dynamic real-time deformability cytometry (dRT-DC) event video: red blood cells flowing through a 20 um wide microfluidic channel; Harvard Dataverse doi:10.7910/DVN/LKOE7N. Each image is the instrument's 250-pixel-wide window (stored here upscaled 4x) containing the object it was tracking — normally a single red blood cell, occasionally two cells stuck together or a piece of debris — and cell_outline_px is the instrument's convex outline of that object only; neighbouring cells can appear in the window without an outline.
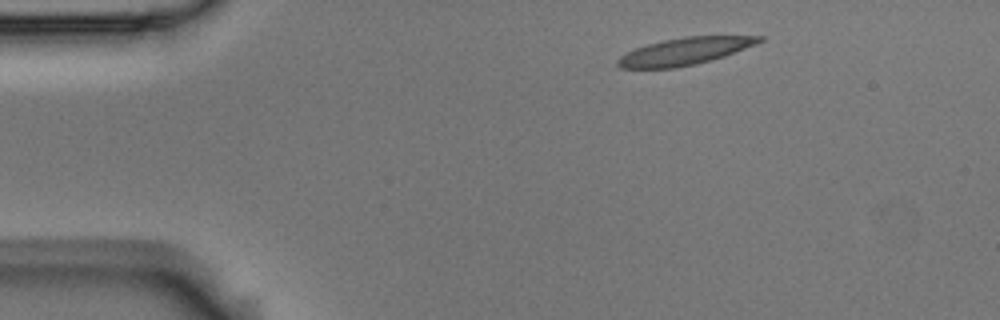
{"species": "Egyptian fruit bat (a non-hibernating species)", "species_latin": "Rousettus aegyptiacus", "temperature_condition": "room temperature", "stored_images_in_passage": 3, "camera_frame_rate_fps": 3000, "um_per_image_px": 0.085, "animal": {"sex": "male"}, "frame": {"image": 1, "passage_image": 1, "time_ms": 0.0, "image_size_px": [1000, 320], "cell_outline_px": [[764, 40], [756, 44], [724, 56], [692, 64], [672, 68], [620, 68], [616, 64], [616, 60], [620, 56], [636, 48], [648, 44], [664, 40], [684, 36], [764, 36]], "centroid_in_image_um": [58.19, 4.35], "position_along_channel_um": 26.8, "area_um2": 22.02}}